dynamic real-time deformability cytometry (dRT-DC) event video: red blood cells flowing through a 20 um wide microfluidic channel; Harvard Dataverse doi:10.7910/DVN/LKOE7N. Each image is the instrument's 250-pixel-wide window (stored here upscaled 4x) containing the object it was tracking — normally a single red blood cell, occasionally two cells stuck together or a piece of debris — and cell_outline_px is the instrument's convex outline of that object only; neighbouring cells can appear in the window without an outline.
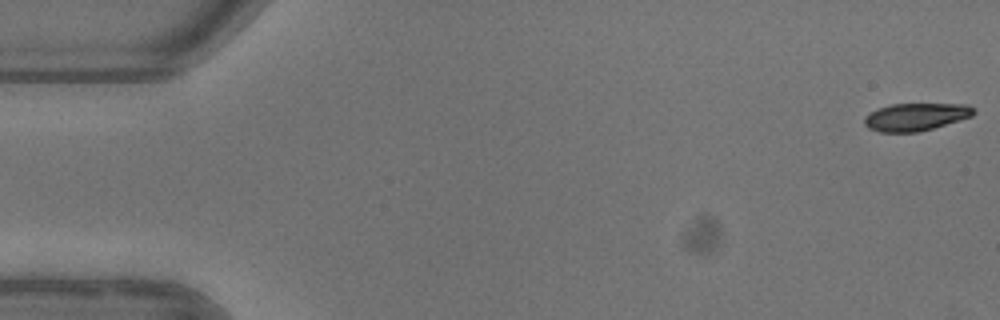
{"species": "common noctule bat (a hibernating species)", "species_latin": "Nyctalus noctula", "temperature_condition": "warm", "stored_images_in_passage": 4, "camera_frame_rate_fps": 3000, "um_per_image_px": 0.085, "animal": {"sex": "female"}, "frame": {"image": 1, "passage_image": 1, "time_ms": 0.0, "image_size_px": [1000, 320], "cell_outline_px": [[976, 112], [972, 116], [960, 120], [932, 128], [916, 132], [880, 132], [868, 128], [864, 124], [864, 116], [880, 108], [892, 104], [968, 104], [976, 108]], "centroid_in_image_um": [77.87, 9.93], "position_along_channel_um": 7.1, "area_um2": 17.51}}
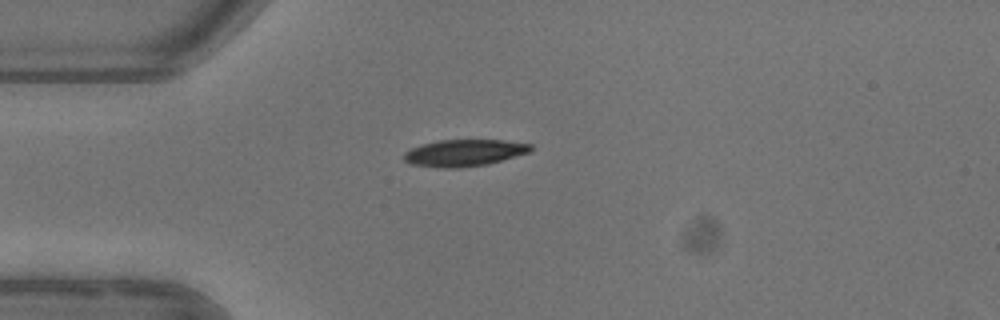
{"frame": {"image": 2, "passage_image": 4, "time_ms": 4.333, "image_size_px": [1000, 320], "cell_outline_px": [[532, 148], [528, 152], [488, 164], [456, 168], [440, 168], [412, 164], [404, 160], [404, 152], [420, 144], [440, 140], [504, 140], [532, 144]], "centroid_in_image_um": [39.43, 12.99], "position_along_channel_um": 45.6, "area_um2": 19.65}}